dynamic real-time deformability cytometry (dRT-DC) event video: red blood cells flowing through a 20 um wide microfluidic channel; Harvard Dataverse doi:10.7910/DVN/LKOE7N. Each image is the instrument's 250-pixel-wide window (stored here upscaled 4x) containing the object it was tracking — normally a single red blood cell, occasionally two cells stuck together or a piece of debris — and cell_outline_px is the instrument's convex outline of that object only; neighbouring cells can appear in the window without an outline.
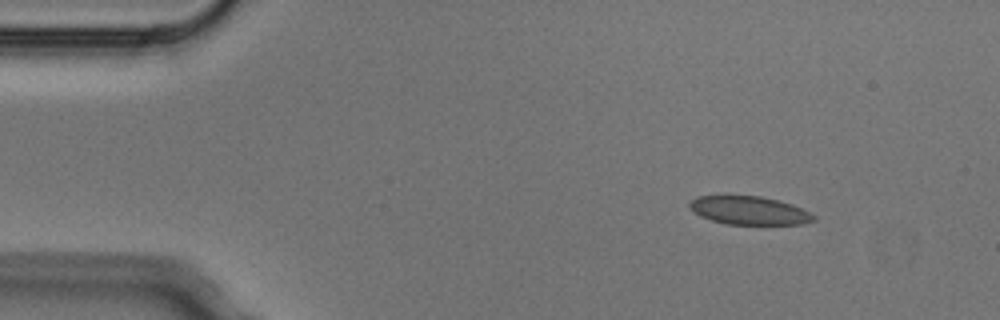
{"species": "Egyptian fruit bat (a non-hibernating species)", "species_latin": "Rousettus aegyptiacus", "temperature_condition": "cold", "stored_images_in_passage": 3, "camera_frame_rate_fps": 3000, "um_per_image_px": 0.085, "animal": {"sex": "male"}, "frame": {"image": 1, "passage_image": 1, "time_ms": 0.0, "image_size_px": [1000, 320], "cell_outline_px": [[816, 220], [804, 224], [724, 224], [700, 216], [688, 204], [696, 196], [724, 192], [760, 196], [792, 204], [816, 216]], "centroid_in_image_um": [63.62, 17.84], "position_along_channel_um": 21.4, "area_um2": 21.15}}